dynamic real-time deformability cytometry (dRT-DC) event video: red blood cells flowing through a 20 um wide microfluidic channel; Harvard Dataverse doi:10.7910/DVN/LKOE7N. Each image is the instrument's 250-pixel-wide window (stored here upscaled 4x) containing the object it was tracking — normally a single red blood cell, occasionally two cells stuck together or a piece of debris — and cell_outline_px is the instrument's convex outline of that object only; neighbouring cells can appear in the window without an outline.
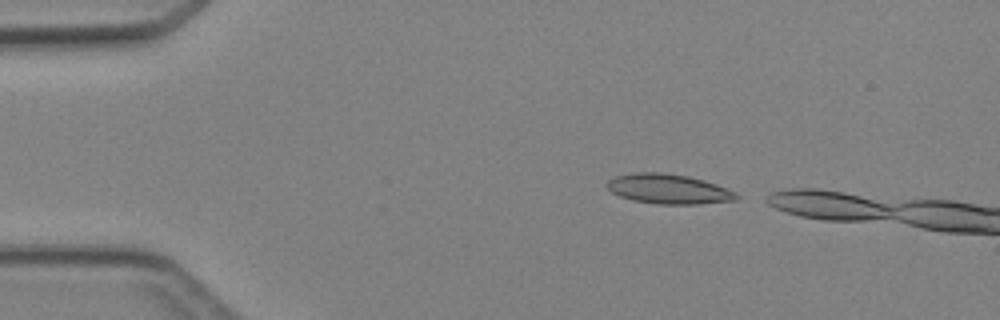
{"species": "Egyptian fruit bat (a non-hibernating species)", "species_latin": "Rousettus aegyptiacus", "temperature_condition": "cold", "stored_images_in_passage": 2, "camera_frame_rate_fps": 3000, "um_per_image_px": 0.085, "animal": {"sex": "female"}, "frame": {"image": 1, "passage_image": 1, "time_ms": 0.0, "image_size_px": [1000, 320], "cell_outline_px": [[740, 196], [736, 200], [696, 204], [656, 204], [632, 200], [620, 196], [612, 192], [604, 184], [608, 180], [616, 176], [636, 172], [660, 172], [688, 176], [704, 180], [728, 188], [736, 192]], "centroid_in_image_um": [56.83, 16.06], "position_along_channel_um": 28.2, "area_um2": 22.54}}